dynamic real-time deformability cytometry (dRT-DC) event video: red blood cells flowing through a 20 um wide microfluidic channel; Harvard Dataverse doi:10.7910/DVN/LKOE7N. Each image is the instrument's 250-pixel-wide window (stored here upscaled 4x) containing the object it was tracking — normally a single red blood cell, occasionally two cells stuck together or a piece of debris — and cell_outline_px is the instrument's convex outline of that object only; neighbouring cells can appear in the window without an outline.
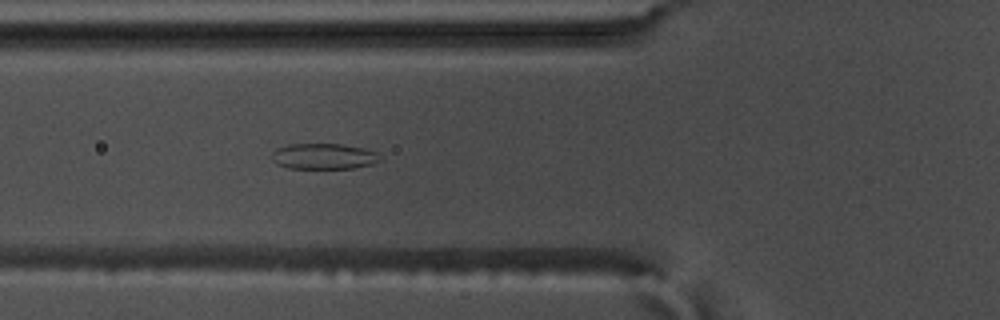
{"species": "common noctule bat (a hibernating species)", "species_latin": "Nyctalus noctula", "temperature_condition": "warm", "stored_images_in_passage": 36, "camera_frame_rate_fps": 3000, "um_per_image_px": 0.085, "animal": {"sex": "male", "body_mass_g": 17.5, "forearm_length_mm": 52.3}, "frame": {"image": 1, "passage_image": 5, "time_ms": 1.333, "image_size_px": [1000, 320], "cell_outline_px": [[384, 160], [372, 164], [356, 168], [288, 168], [276, 164], [272, 160], [272, 152], [276, 148], [288, 144], [340, 144], [364, 148], [376, 152]], "centroid_in_image_um": [27.53, 13.29], "position_along_channel_um": 98.3, "area_um2": 16.42}}
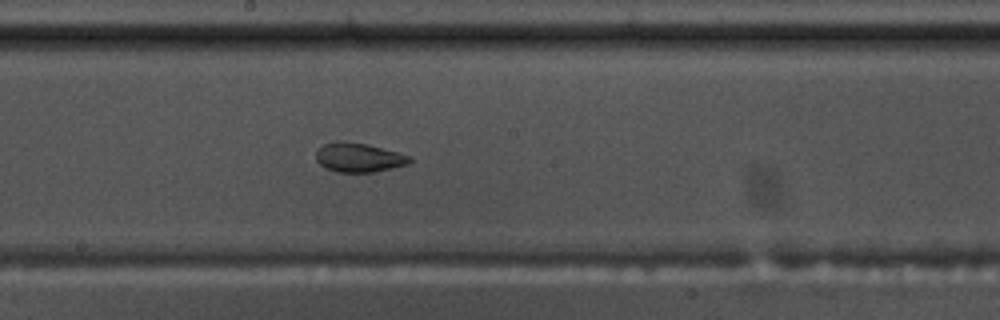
{"frame": {"image": 2, "passage_image": 15, "time_ms": 4.667, "image_size_px": [1000, 320], "cell_outline_px": [[412, 160], [408, 164], [392, 168], [372, 172], [336, 172], [324, 168], [316, 160], [316, 152], [324, 144], [332, 140], [336, 140], [368, 144], [396, 152], [408, 156]], "centroid_in_image_um": [30.44, 13.38], "position_along_channel_um": 217.8, "area_um2": 15.9}}
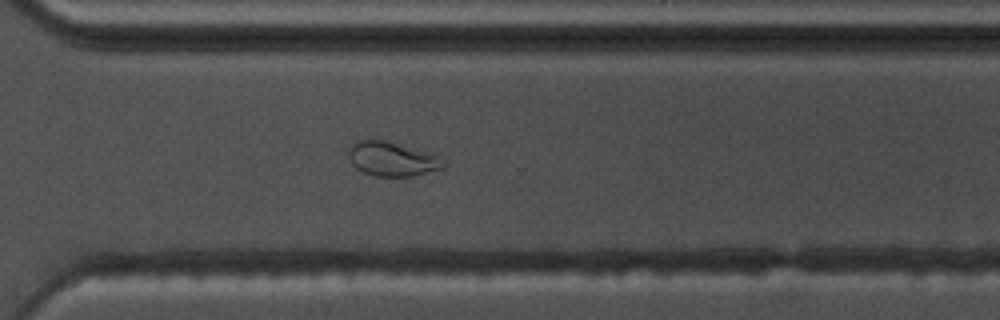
{"frame": {"image": 3, "passage_image": 25, "time_ms": 8.0, "image_size_px": [1000, 320], "cell_outline_px": [[444, 168], [412, 176], [376, 176], [364, 172], [356, 168], [352, 164], [348, 156], [348, 148], [356, 140], [384, 140], [424, 152], [436, 156], [444, 164]], "centroid_in_image_um": [33.24, 13.52], "position_along_channel_um": 337.4, "area_um2": 18.44}, "authors_computed_cell_mechanics": {"area_um2": 16.3574, "velocity_mm_per_s": 3.5852, "shape_relaxation_time_tau1_ms": null, "shape_relaxation_time_tau2_ms": 1.8151, "deformation_change_tau1": null, "deformation_change_tau2": 0.0723}}